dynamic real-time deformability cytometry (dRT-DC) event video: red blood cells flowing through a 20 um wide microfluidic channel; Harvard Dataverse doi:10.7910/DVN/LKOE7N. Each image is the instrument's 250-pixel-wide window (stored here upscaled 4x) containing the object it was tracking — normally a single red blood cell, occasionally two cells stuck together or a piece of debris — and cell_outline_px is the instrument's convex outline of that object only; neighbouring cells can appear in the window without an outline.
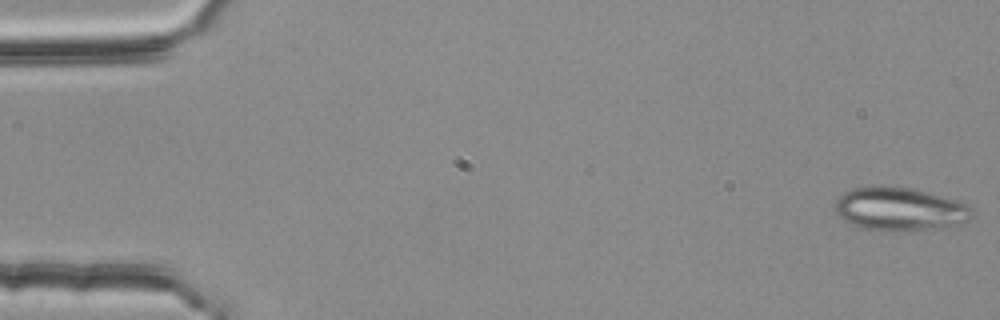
{"species": "common noctule bat (a hibernating species)", "species_latin": "Nyctalus noctula", "temperature_condition": "room temperature", "stored_images_in_passage": 55, "segment_of_instrument_passage": [1, 3], "camera_frame_rate_fps": 3000, "um_per_image_px": 0.085, "animal": {"sex": "female", "body_mass_g": 25.1}, "frame": {"image": 1, "passage_image": 1, "time_ms": 0.0, "image_size_px": [1000, 320], "cell_outline_px": [[972, 216], [968, 220], [960, 224], [928, 228], [884, 232], [864, 228], [852, 224], [844, 220], [836, 212], [836, 200], [844, 192], [852, 188], [908, 188], [960, 200], [968, 204], [972, 208]], "centroid_in_image_um": [76.5, 17.79], "position_along_channel_um": 8.5, "area_um2": 33.76}}